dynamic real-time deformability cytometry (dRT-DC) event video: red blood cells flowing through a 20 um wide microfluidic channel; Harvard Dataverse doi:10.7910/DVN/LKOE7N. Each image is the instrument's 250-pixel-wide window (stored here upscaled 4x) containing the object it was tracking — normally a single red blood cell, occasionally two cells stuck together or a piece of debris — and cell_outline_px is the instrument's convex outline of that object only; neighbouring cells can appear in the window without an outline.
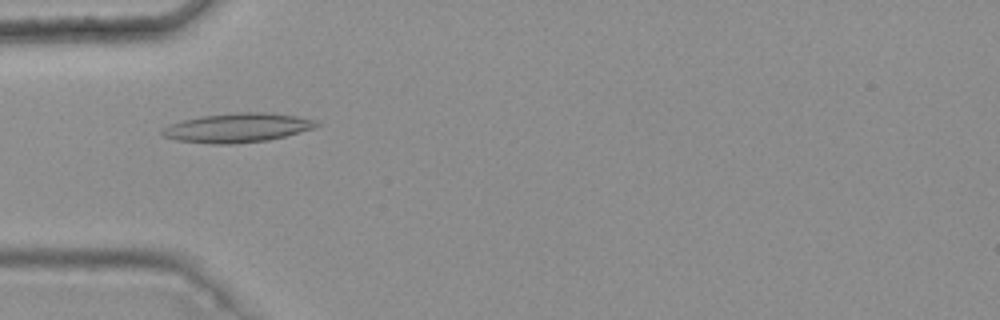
{"species": "common noctule bat (a hibernating species)", "species_latin": "Nyctalus noctula", "temperature_condition": "warm", "stored_images_in_passage": 7, "camera_frame_rate_fps": 3000, "um_per_image_px": 0.085, "animal": {"sex": "female", "body_mass_g": 25.1}, "frame": {"image": 1, "passage_image": 4, "time_ms": 1.0, "image_size_px": [1000, 320], "cell_outline_px": [[324, 124], [316, 128], [268, 140], [232, 144], [212, 144], [176, 140], [164, 136], [160, 132], [168, 124], [200, 116], [236, 112], [268, 112], [296, 116], [316, 120]], "centroid_in_image_um": [20.22, 10.85], "position_along_channel_um": 64.8, "area_um2": 26.41}}
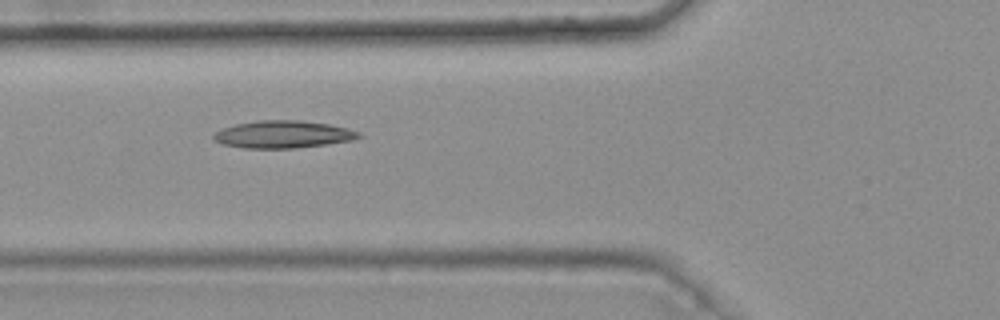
{"frame": {"image": 2, "passage_image": 5, "time_ms": 1.333, "image_size_px": [1000, 320], "cell_outline_px": [[364, 136], [352, 140], [324, 144], [292, 148], [244, 148], [224, 144], [216, 140], [212, 136], [216, 132], [224, 128], [236, 124], [256, 120], [300, 120], [328, 124], [348, 128], [360, 132]], "centroid_in_image_um": [24.09, 11.41], "position_along_channel_um": 101.7, "area_um2": 22.95}}
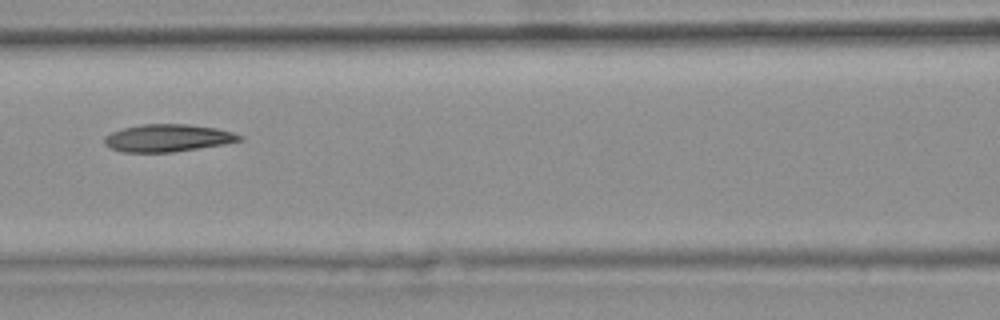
{"frame": {"image": 3, "passage_image": 6, "time_ms": 1.667, "image_size_px": [1000, 320], "cell_outline_px": [[244, 140], [224, 144], [172, 152], [120, 152], [104, 144], [104, 136], [112, 132], [124, 128], [140, 124], [188, 124], [216, 128], [232, 132], [244, 136]], "centroid_in_image_um": [14.27, 11.73], "position_along_channel_um": 152.3, "area_um2": 21.62}}